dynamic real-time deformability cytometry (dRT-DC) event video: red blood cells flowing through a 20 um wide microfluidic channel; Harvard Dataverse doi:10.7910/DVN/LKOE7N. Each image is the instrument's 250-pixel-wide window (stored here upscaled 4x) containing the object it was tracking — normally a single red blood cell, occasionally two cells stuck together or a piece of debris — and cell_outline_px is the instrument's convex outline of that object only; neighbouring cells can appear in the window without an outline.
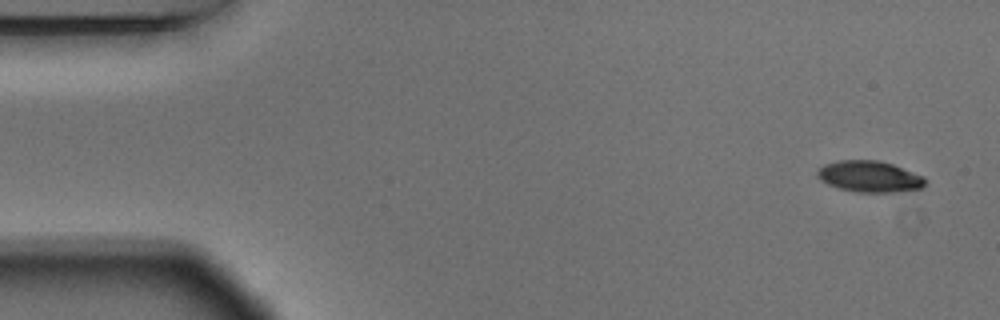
{"species": "Egyptian fruit bat (a non-hibernating species)", "species_latin": "Rousettus aegyptiacus", "temperature_condition": "warm", "stored_images_in_passage": 3, "camera_frame_rate_fps": 3000, "um_per_image_px": 0.085, "animal": {"sex": "male"}, "frame": {"image": 1, "passage_image": 1, "time_ms": 0.0, "image_size_px": [1000, 320], "cell_outline_px": [[928, 180], [924, 188], [896, 192], [860, 192], [840, 188], [828, 184], [820, 180], [816, 176], [816, 172], [824, 164], [840, 160], [876, 160], [892, 164], [924, 176]], "centroid_in_image_um": [73.95, 15.0], "position_along_channel_um": 11.1, "area_um2": 19.71}}